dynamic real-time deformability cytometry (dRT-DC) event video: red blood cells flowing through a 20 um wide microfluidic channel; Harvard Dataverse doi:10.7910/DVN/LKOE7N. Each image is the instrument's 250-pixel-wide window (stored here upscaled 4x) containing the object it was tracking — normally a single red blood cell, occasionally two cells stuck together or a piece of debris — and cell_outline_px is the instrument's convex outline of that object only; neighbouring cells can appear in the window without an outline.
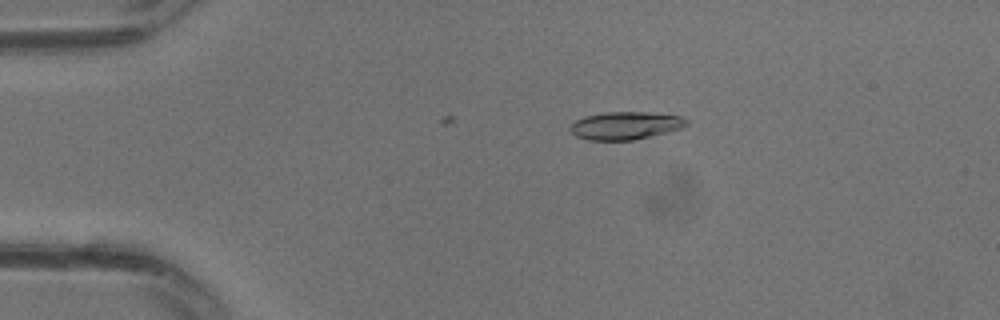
{"species": "common noctule bat (a hibernating species)", "species_latin": "Nyctalus noctula", "temperature_condition": "warm", "stored_images_in_passage": 11, "camera_frame_rate_fps": 3000, "um_per_image_px": 0.085, "animal": {"sex": "male", "body_mass_g": 13.3}, "frame": {"image": 1, "passage_image": 4, "time_ms": 1.0, "image_size_px": [1000, 320], "cell_outline_px": [[688, 124], [680, 128], [668, 132], [632, 140], [588, 140], [576, 136], [568, 128], [576, 120], [584, 116], [604, 112], [644, 112], [680, 116], [688, 120]], "centroid_in_image_um": [53.14, 10.67], "position_along_channel_um": 31.9, "area_um2": 18.73}}
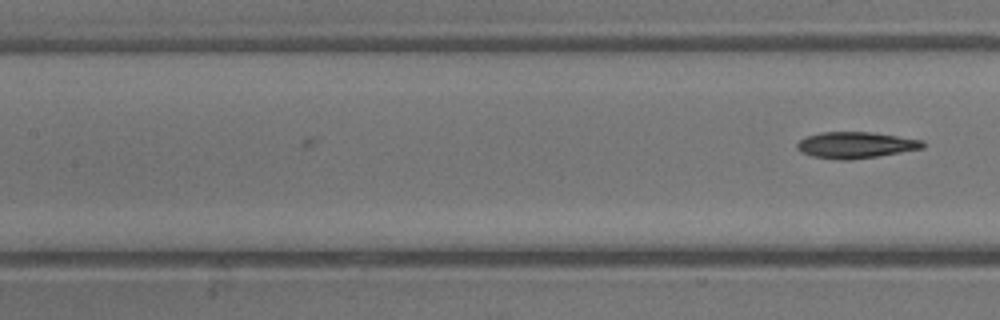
{"frame": {"image": 2, "passage_image": 11, "time_ms": 3.333, "image_size_px": [1000, 320], "cell_outline_px": [[928, 144], [924, 148], [852, 160], [840, 160], [812, 156], [800, 152], [796, 148], [796, 144], [804, 136], [820, 132], [872, 132], [924, 140]], "centroid_in_image_um": [72.73, 12.32], "position_along_channel_um": 134.7, "area_um2": 19.48}}